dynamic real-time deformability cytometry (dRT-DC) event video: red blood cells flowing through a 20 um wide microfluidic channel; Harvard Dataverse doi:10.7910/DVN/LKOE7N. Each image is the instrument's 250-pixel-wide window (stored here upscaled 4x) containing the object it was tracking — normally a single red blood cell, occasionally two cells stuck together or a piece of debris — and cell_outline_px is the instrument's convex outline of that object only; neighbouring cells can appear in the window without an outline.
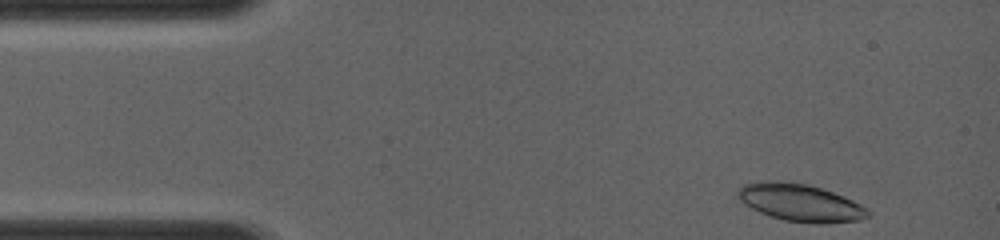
{"species": "common noctule bat (a hibernating species)", "species_latin": "Nyctalus noctula", "temperature_condition": "room temperature", "stored_images_in_passage": 9, "camera_frame_rate_fps": 4000, "um_per_image_px": 0.085, "animal": {"sex": "female", "body_mass_g": 19.0, "forearm_length_mm": 56.7}, "frame": {"image": 1, "passage_image": 1, "time_ms": 0.0, "image_size_px": [1000, 240], "cell_outline_px": [[872, 216], [860, 220], [828, 224], [816, 224], [784, 220], [760, 212], [744, 204], [736, 196], [736, 192], [744, 184], [760, 180], [776, 180], [808, 184], [844, 196], [868, 208]], "centroid_in_image_um": [68.04, 17.23], "position_along_channel_um": 17.0, "area_um2": 28.67}}